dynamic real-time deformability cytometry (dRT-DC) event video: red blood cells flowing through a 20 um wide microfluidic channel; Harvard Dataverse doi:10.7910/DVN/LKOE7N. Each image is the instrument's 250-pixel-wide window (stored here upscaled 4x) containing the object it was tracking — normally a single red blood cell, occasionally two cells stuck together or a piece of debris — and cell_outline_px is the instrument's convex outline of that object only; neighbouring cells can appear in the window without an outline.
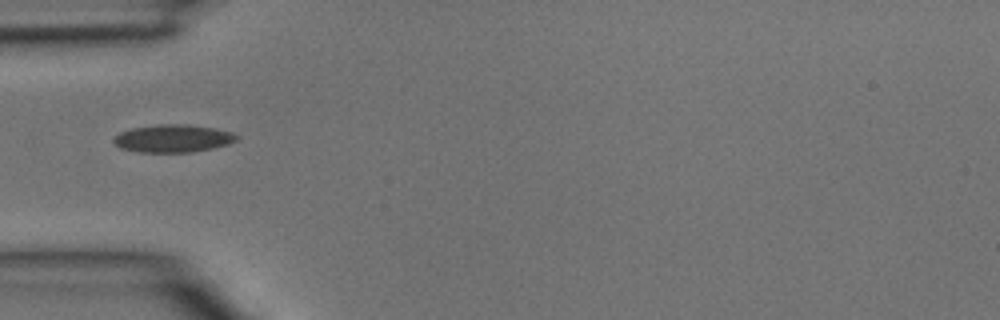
{"species": "common noctule bat (a hibernating species)", "species_latin": "Nyctalus noctula", "temperature_condition": "room temperature", "stored_images_in_passage": 4, "camera_frame_rate_fps": 3000, "um_per_image_px": 0.085, "animal": {"sex": "male", "body_mass_g": 15.6}, "frame": {"image": 1, "passage_image": 4, "time_ms": 1.0, "image_size_px": [1000, 320], "cell_outline_px": [[240, 136], [236, 140], [228, 144], [212, 148], [192, 152], [136, 152], [120, 148], [112, 140], [120, 132], [132, 128], [156, 124], [188, 124], [216, 128], [232, 132]], "centroid_in_image_um": [14.71, 11.76], "position_along_channel_um": 70.3, "area_um2": 20.0}}